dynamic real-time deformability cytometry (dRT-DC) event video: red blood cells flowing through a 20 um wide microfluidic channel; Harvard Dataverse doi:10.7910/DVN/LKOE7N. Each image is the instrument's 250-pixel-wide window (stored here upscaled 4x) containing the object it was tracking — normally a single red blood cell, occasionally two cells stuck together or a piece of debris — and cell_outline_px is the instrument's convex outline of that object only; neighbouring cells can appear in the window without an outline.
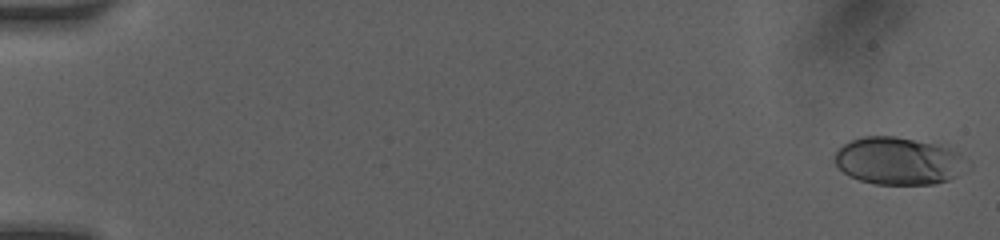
{"species": "human", "species_latin": "Homo sapiens", "temperature_condition": "room temperature", "stored_images_in_passage": 18, "camera_frame_rate_fps": 3000, "um_per_image_px": 0.085, "donor": {"sex": "female"}, "frame": {"image": 1, "passage_image": 1, "time_ms": 0.0, "image_size_px": [1000, 240], "cell_outline_px": [[964, 160], [948, 180], [932, 184], [876, 184], [860, 180], [848, 176], [836, 164], [836, 152], [844, 144], [852, 140], [864, 136], [896, 136], [932, 144], [948, 148], [960, 152]], "centroid_in_image_um": [76.26, 13.67], "position_along_channel_um": 8.7, "area_um2": 35.37}}
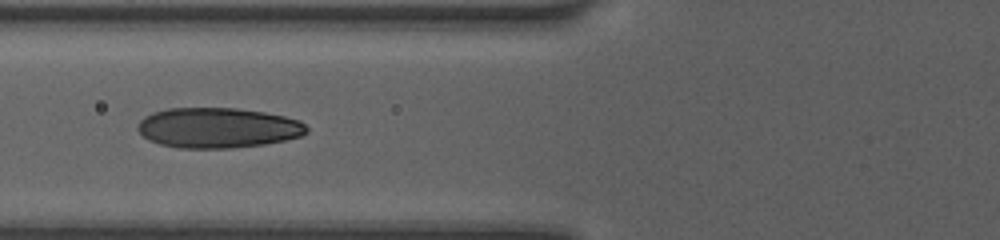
{"frame": {"image": 2, "passage_image": 11, "time_ms": 6.667, "image_size_px": [1000, 240], "cell_outline_px": [[308, 132], [300, 136], [284, 140], [264, 144], [232, 148], [180, 148], [160, 144], [148, 140], [136, 128], [140, 120], [144, 116], [152, 112], [168, 108], [236, 108], [264, 112], [284, 116], [300, 120], [308, 128]], "centroid_in_image_um": [18.5, 10.86], "position_along_channel_um": 107.3, "area_um2": 39.71}}
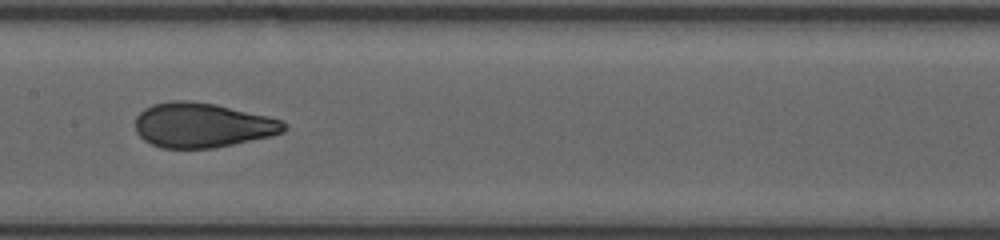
{"frame": {"image": 3, "passage_image": 16, "time_ms": 8.667, "image_size_px": [1000, 240], "cell_outline_px": [[288, 128], [284, 132], [272, 136], [212, 148], [160, 148], [144, 140], [136, 132], [136, 116], [144, 108], [152, 104], [172, 100], [188, 100], [216, 104], [268, 116], [284, 120], [288, 124]], "centroid_in_image_um": [17.22, 10.63], "position_along_channel_um": 190.2, "area_um2": 39.02}}